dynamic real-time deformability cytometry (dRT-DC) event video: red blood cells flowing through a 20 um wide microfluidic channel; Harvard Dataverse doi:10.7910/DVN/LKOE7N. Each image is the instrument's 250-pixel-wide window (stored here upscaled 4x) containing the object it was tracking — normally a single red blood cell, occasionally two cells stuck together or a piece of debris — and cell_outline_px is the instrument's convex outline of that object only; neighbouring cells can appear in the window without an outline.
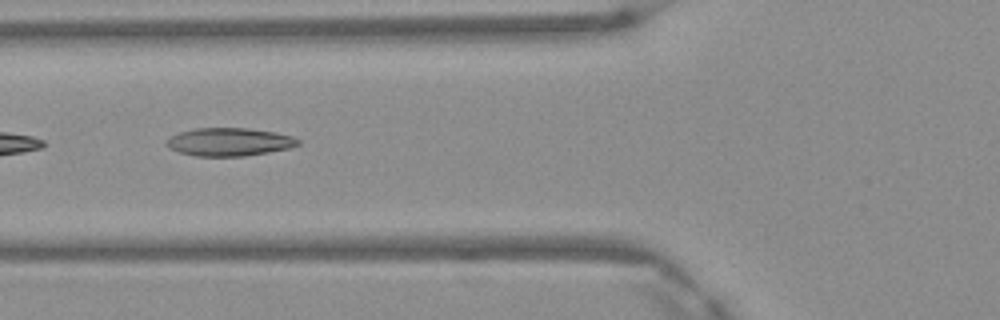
{"species": "Egyptian fruit bat (a non-hibernating species)", "species_latin": "Rousettus aegyptiacus", "temperature_condition": "warm", "stored_images_in_passage": 6, "segment_of_instrument_passage": [2, 2], "camera_frame_rate_fps": 3000, "um_per_image_px": 0.085, "frame": {"image": 1, "passage_image": 5, "time_ms": 1.333, "image_size_px": [1000, 320], "cell_outline_px": [[300, 144], [292, 148], [244, 156], [196, 156], [180, 152], [168, 148], [164, 144], [172, 136], [180, 132], [196, 128], [248, 128], [276, 132], [292, 136], [300, 140]], "centroid_in_image_um": [19.52, 12.06], "position_along_channel_um": 106.3, "area_um2": 21.56}}
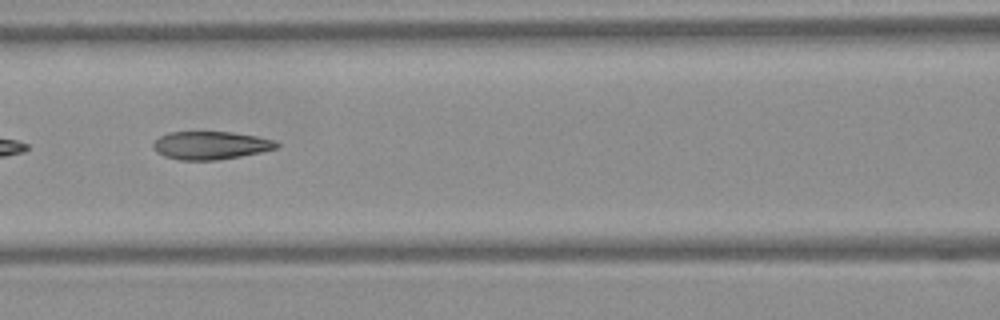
{"frame": {"image": 2, "passage_image": 6, "time_ms": 1.667, "image_size_px": [1000, 320], "cell_outline_px": [[280, 144], [276, 148], [260, 152], [240, 156], [216, 160], [180, 160], [164, 156], [156, 152], [152, 148], [152, 144], [160, 136], [168, 132], [232, 132], [256, 136], [272, 140]], "centroid_in_image_um": [17.86, 12.35], "position_along_channel_um": 148.7, "area_um2": 20.06}}